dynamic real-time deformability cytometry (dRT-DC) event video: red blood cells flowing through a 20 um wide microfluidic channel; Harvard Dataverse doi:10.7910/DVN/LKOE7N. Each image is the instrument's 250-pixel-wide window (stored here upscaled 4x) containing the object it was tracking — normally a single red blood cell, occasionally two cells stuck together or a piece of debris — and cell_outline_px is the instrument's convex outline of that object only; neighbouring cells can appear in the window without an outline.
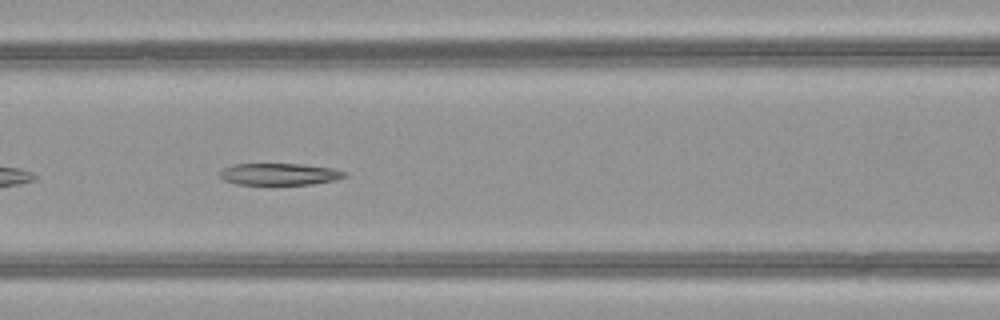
{"species": "common noctule bat (a hibernating species)", "species_latin": "Nyctalus noctula", "temperature_condition": "warm", "stored_images_in_passage": 37, "camera_frame_rate_fps": 3000, "um_per_image_px": 0.085, "animal": {"sex": "female", "body_mass_g": 21.9}, "frame": {"image": 1, "passage_image": 7, "time_ms": 2.0, "image_size_px": [1000, 320], "cell_outline_px": [[348, 176], [336, 180], [312, 184], [236, 184], [224, 180], [220, 176], [220, 172], [224, 168], [232, 164], [300, 164], [332, 168], [344, 172]], "centroid_in_image_um": [23.75, 14.8], "position_along_channel_um": 142.8, "area_um2": 15.72}}
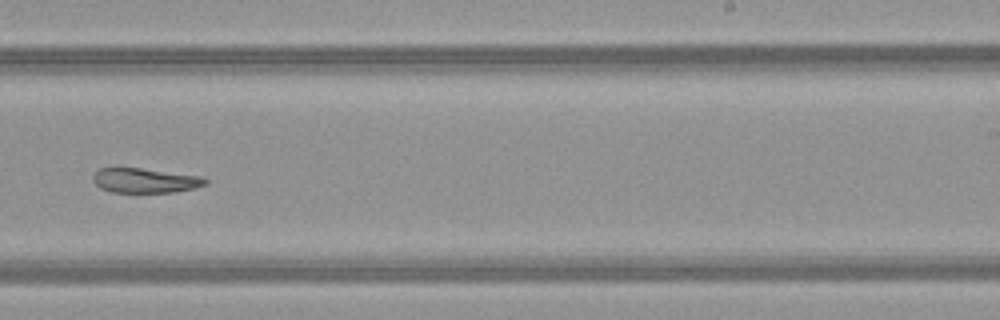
{"frame": {"image": 2, "passage_image": 17, "time_ms": 5.333, "image_size_px": [1000, 320], "cell_outline_px": [[208, 184], [192, 188], [172, 192], [112, 192], [100, 188], [92, 180], [92, 176], [100, 168], [140, 168], [200, 176], [208, 180]], "centroid_in_image_um": [12.31, 15.34], "position_along_channel_um": 276.7, "area_um2": 15.95}}
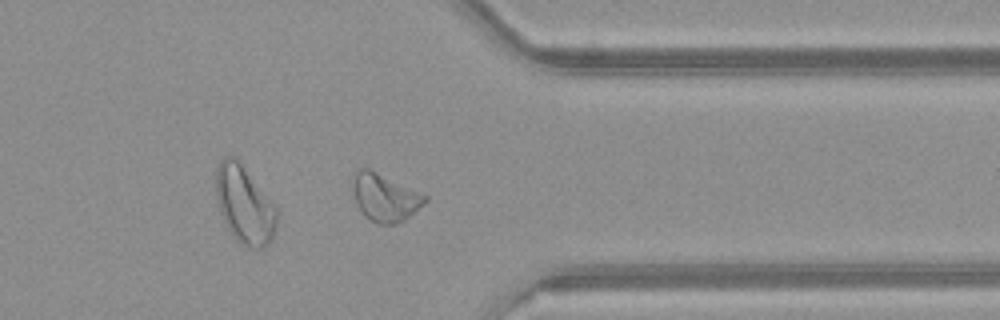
{"frame": {"image": 3, "passage_image": 25, "time_ms": 8.0, "image_size_px": [1000, 320], "cell_outline_px": [[428, 200], [424, 204], [404, 220], [396, 224], [376, 224], [364, 216], [356, 204], [352, 188], [352, 180], [356, 172], [360, 168], [368, 168], [428, 196]], "centroid_in_image_um": [32.69, 16.8], "position_along_channel_um": 378.7, "area_um2": 19.94}, "authors_computed_cell_mechanics": {"area_um2": 18.6694, "velocity_mm_per_s": 4.0312, "shape_relaxation_time_tau1_ms": null, "shape_relaxation_time_tau2_ms": 2.5617, "deformation_change_tau1": null, "deformation_change_tau2": 0.0926}}